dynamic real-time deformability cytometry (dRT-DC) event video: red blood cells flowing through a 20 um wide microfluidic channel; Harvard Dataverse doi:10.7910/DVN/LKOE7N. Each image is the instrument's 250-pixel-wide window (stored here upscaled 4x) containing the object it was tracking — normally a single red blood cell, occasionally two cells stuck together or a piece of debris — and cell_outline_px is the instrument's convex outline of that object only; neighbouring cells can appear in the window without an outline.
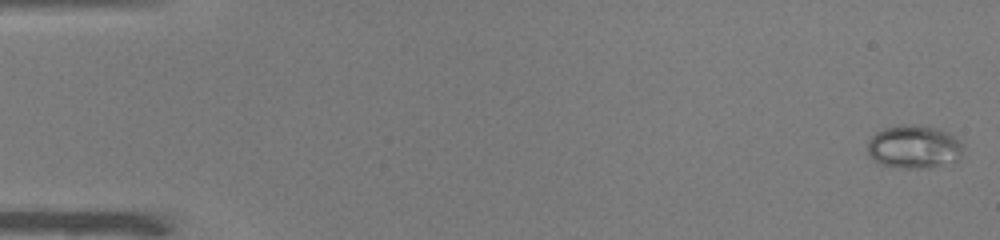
{"species": "common noctule bat (a hibernating species)", "species_latin": "Nyctalus noctula", "temperature_condition": "warm", "stored_images_in_passage": 51, "camera_frame_rate_fps": 3000, "um_per_image_px": 0.085, "animal": {"sex": "male", "body_mass_g": 19.0, "forearm_length_mm": 50.8}, "frame": {"image": 1, "passage_image": 1, "time_ms": 0.0, "image_size_px": [1000, 240], "cell_outline_px": [[964, 148], [960, 156], [956, 160], [928, 168], [908, 168], [880, 164], [872, 160], [868, 152], [868, 140], [876, 132], [884, 128], [900, 124], [928, 124], [940, 128], [948, 132], [964, 144]], "centroid_in_image_um": [77.69, 12.44], "position_along_channel_um": 7.3, "area_um2": 24.45}}
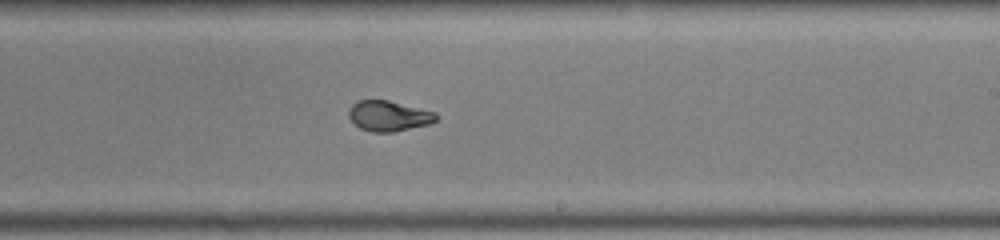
{"frame": {"image": 2, "passage_image": 31, "time_ms": 10.0, "image_size_px": [1000, 240], "cell_outline_px": [[440, 116], [436, 120], [428, 124], [392, 132], [372, 132], [360, 128], [348, 116], [348, 108], [356, 100], [388, 100], [436, 112]], "centroid_in_image_um": [33.03, 9.84], "position_along_channel_um": 256.0, "area_um2": 15.49}}
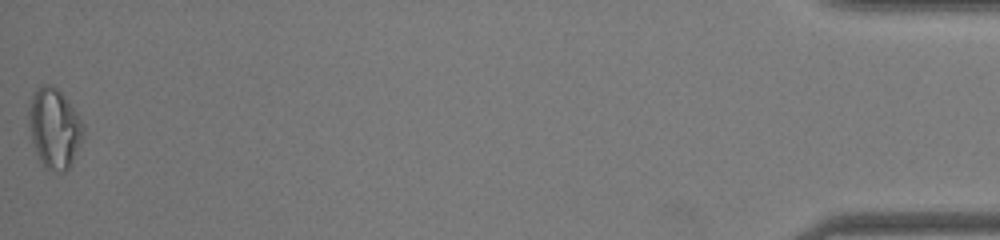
{"frame": {"image": 3, "passage_image": 51, "time_ms": 16.667, "image_size_px": [1000, 240], "cell_outline_px": [[84, 136], [72, 164], [64, 172], [60, 172], [44, 168], [36, 152], [32, 140], [28, 124], [28, 112], [32, 96], [36, 88], [40, 84], [52, 84], [64, 96], [80, 116], [84, 124]], "centroid_in_image_um": [4.63, 10.9], "position_along_channel_um": 430.6, "area_um2": 25.66}}